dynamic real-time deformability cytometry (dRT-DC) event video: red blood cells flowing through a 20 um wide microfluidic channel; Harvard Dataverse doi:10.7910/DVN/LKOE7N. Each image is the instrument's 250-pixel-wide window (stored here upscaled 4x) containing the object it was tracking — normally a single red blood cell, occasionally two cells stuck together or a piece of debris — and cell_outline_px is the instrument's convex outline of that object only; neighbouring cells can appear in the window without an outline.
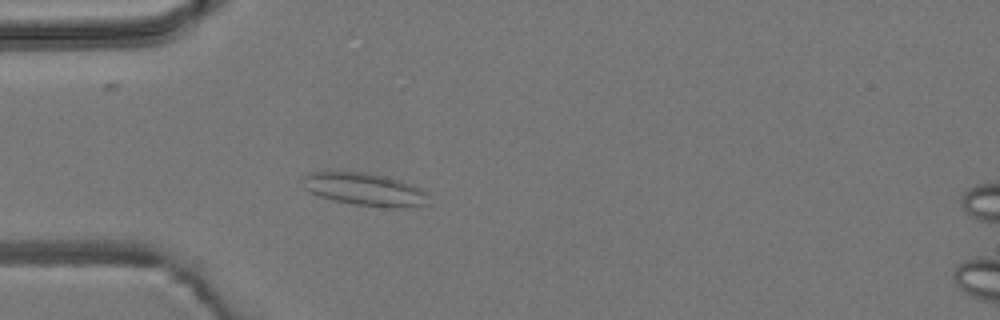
{"species": "common noctule bat (a hibernating species)", "species_latin": "Nyctalus noctula", "temperature_condition": "room temperature", "stored_images_in_passage": 5, "camera_frame_rate_fps": 3000, "um_per_image_px": 0.085, "animal": {"sex": "male", "body_mass_g": 19.2, "forearm_length_mm": 51.8}, "frame": {"image": 1, "passage_image": 4, "time_ms": 4.333, "image_size_px": [1000, 320], "cell_outline_px": [[432, 204], [404, 208], [388, 208], [352, 204], [332, 200], [320, 196], [304, 188], [300, 180], [308, 172], [368, 172], [400, 180], [412, 184], [428, 192]], "centroid_in_image_um": [31.07, 16.11], "position_along_channel_um": 53.9, "area_um2": 24.51}}